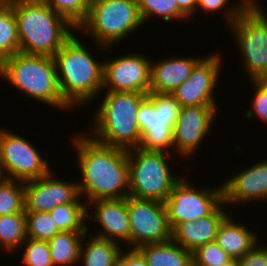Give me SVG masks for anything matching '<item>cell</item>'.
<instances>
[{"label":"cell","mask_w":267,"mask_h":266,"mask_svg":"<svg viewBox=\"0 0 267 266\" xmlns=\"http://www.w3.org/2000/svg\"><path fill=\"white\" fill-rule=\"evenodd\" d=\"M83 133L73 135L76 165L81 171L77 181L82 199L88 204L97 199L125 198L129 194L127 149L102 144Z\"/></svg>","instance_id":"6da1fadb"},{"label":"cell","mask_w":267,"mask_h":266,"mask_svg":"<svg viewBox=\"0 0 267 266\" xmlns=\"http://www.w3.org/2000/svg\"><path fill=\"white\" fill-rule=\"evenodd\" d=\"M81 42L72 35L53 56L61 94L72 110L103 91L104 62L97 61Z\"/></svg>","instance_id":"7a4b0ae2"},{"label":"cell","mask_w":267,"mask_h":266,"mask_svg":"<svg viewBox=\"0 0 267 266\" xmlns=\"http://www.w3.org/2000/svg\"><path fill=\"white\" fill-rule=\"evenodd\" d=\"M12 8L22 53L53 57L76 30L44 0H21Z\"/></svg>","instance_id":"3957f363"},{"label":"cell","mask_w":267,"mask_h":266,"mask_svg":"<svg viewBox=\"0 0 267 266\" xmlns=\"http://www.w3.org/2000/svg\"><path fill=\"white\" fill-rule=\"evenodd\" d=\"M102 103L94 113L90 136L113 147L137 148L142 134L138 126L137 113L148 94L142 92L107 91Z\"/></svg>","instance_id":"277c9868"},{"label":"cell","mask_w":267,"mask_h":266,"mask_svg":"<svg viewBox=\"0 0 267 266\" xmlns=\"http://www.w3.org/2000/svg\"><path fill=\"white\" fill-rule=\"evenodd\" d=\"M0 76L36 102L63 111L72 109L61 94L51 56L15 53L0 63Z\"/></svg>","instance_id":"5b68a950"},{"label":"cell","mask_w":267,"mask_h":266,"mask_svg":"<svg viewBox=\"0 0 267 266\" xmlns=\"http://www.w3.org/2000/svg\"><path fill=\"white\" fill-rule=\"evenodd\" d=\"M143 24L137 0H91L88 15L77 30L91 35L94 47L96 44L103 52Z\"/></svg>","instance_id":"8992f818"},{"label":"cell","mask_w":267,"mask_h":266,"mask_svg":"<svg viewBox=\"0 0 267 266\" xmlns=\"http://www.w3.org/2000/svg\"><path fill=\"white\" fill-rule=\"evenodd\" d=\"M127 154L129 162L128 195L164 203L173 186L182 178L178 174H172L169 170L168 164L170 163L167 158L170 162L172 153L166 154V152L149 151L137 147L128 149Z\"/></svg>","instance_id":"52a82bcc"},{"label":"cell","mask_w":267,"mask_h":266,"mask_svg":"<svg viewBox=\"0 0 267 266\" xmlns=\"http://www.w3.org/2000/svg\"><path fill=\"white\" fill-rule=\"evenodd\" d=\"M260 5L250 0V5L229 25L250 80L267 79V11Z\"/></svg>","instance_id":"ba28073f"},{"label":"cell","mask_w":267,"mask_h":266,"mask_svg":"<svg viewBox=\"0 0 267 266\" xmlns=\"http://www.w3.org/2000/svg\"><path fill=\"white\" fill-rule=\"evenodd\" d=\"M181 106L171 94L149 93L137 113L142 134L140 148L168 152L173 147V127Z\"/></svg>","instance_id":"9c48e42d"},{"label":"cell","mask_w":267,"mask_h":266,"mask_svg":"<svg viewBox=\"0 0 267 266\" xmlns=\"http://www.w3.org/2000/svg\"><path fill=\"white\" fill-rule=\"evenodd\" d=\"M29 140L0 128V173L3 178L28 181L48 174L49 162Z\"/></svg>","instance_id":"30bf717a"},{"label":"cell","mask_w":267,"mask_h":266,"mask_svg":"<svg viewBox=\"0 0 267 266\" xmlns=\"http://www.w3.org/2000/svg\"><path fill=\"white\" fill-rule=\"evenodd\" d=\"M184 178L173 186L164 202L171 230L181 222L197 221L210 215L224 201L223 185L195 189L194 184Z\"/></svg>","instance_id":"8fae6325"},{"label":"cell","mask_w":267,"mask_h":266,"mask_svg":"<svg viewBox=\"0 0 267 266\" xmlns=\"http://www.w3.org/2000/svg\"><path fill=\"white\" fill-rule=\"evenodd\" d=\"M126 205L130 220V248L138 249L171 239L165 203L128 195Z\"/></svg>","instance_id":"7c38bea8"},{"label":"cell","mask_w":267,"mask_h":266,"mask_svg":"<svg viewBox=\"0 0 267 266\" xmlns=\"http://www.w3.org/2000/svg\"><path fill=\"white\" fill-rule=\"evenodd\" d=\"M151 60L128 53L104 61L103 88L107 91L150 93Z\"/></svg>","instance_id":"4fadbf2b"},{"label":"cell","mask_w":267,"mask_h":266,"mask_svg":"<svg viewBox=\"0 0 267 266\" xmlns=\"http://www.w3.org/2000/svg\"><path fill=\"white\" fill-rule=\"evenodd\" d=\"M210 54L195 65L188 79L171 94L181 108L217 105L214 90L220 76L222 63L220 55Z\"/></svg>","instance_id":"5bb4252c"},{"label":"cell","mask_w":267,"mask_h":266,"mask_svg":"<svg viewBox=\"0 0 267 266\" xmlns=\"http://www.w3.org/2000/svg\"><path fill=\"white\" fill-rule=\"evenodd\" d=\"M217 108V106H186L180 109L173 127L172 149L177 156H192L202 140L211 134L213 130L211 127L214 126L212 124L216 122L214 120Z\"/></svg>","instance_id":"9a60e30c"},{"label":"cell","mask_w":267,"mask_h":266,"mask_svg":"<svg viewBox=\"0 0 267 266\" xmlns=\"http://www.w3.org/2000/svg\"><path fill=\"white\" fill-rule=\"evenodd\" d=\"M53 171L24 182L25 212H49L58 205L83 203L78 183L54 178ZM54 178V179H53Z\"/></svg>","instance_id":"2e32d148"},{"label":"cell","mask_w":267,"mask_h":266,"mask_svg":"<svg viewBox=\"0 0 267 266\" xmlns=\"http://www.w3.org/2000/svg\"><path fill=\"white\" fill-rule=\"evenodd\" d=\"M90 206L91 208H88ZM87 209L90 211H87V221H96L100 223V227L102 226V230L92 236L115 242L121 240L128 243L126 246L130 248V220L126 197L97 199L89 202ZM91 209H94V212Z\"/></svg>","instance_id":"e0dca14e"},{"label":"cell","mask_w":267,"mask_h":266,"mask_svg":"<svg viewBox=\"0 0 267 266\" xmlns=\"http://www.w3.org/2000/svg\"><path fill=\"white\" fill-rule=\"evenodd\" d=\"M223 185L224 202L230 206H241L253 201L267 202V160L256 162L239 171Z\"/></svg>","instance_id":"ac0fdd59"},{"label":"cell","mask_w":267,"mask_h":266,"mask_svg":"<svg viewBox=\"0 0 267 266\" xmlns=\"http://www.w3.org/2000/svg\"><path fill=\"white\" fill-rule=\"evenodd\" d=\"M226 206L223 201L210 215L201 217L197 221L177 224L171 230V239L192 253L200 246L215 241L219 226L229 215L223 210Z\"/></svg>","instance_id":"d6986e66"},{"label":"cell","mask_w":267,"mask_h":266,"mask_svg":"<svg viewBox=\"0 0 267 266\" xmlns=\"http://www.w3.org/2000/svg\"><path fill=\"white\" fill-rule=\"evenodd\" d=\"M197 57H170L151 62L150 93L172 94L188 79L195 65L202 59Z\"/></svg>","instance_id":"ffe728a7"},{"label":"cell","mask_w":267,"mask_h":266,"mask_svg":"<svg viewBox=\"0 0 267 266\" xmlns=\"http://www.w3.org/2000/svg\"><path fill=\"white\" fill-rule=\"evenodd\" d=\"M232 215H228L218 228L215 242L231 259H242L257 243V232L235 222Z\"/></svg>","instance_id":"44dd1931"},{"label":"cell","mask_w":267,"mask_h":266,"mask_svg":"<svg viewBox=\"0 0 267 266\" xmlns=\"http://www.w3.org/2000/svg\"><path fill=\"white\" fill-rule=\"evenodd\" d=\"M138 250L145 257L148 266L193 265V253L172 239L163 243L146 244L140 246Z\"/></svg>","instance_id":"7402d4cb"},{"label":"cell","mask_w":267,"mask_h":266,"mask_svg":"<svg viewBox=\"0 0 267 266\" xmlns=\"http://www.w3.org/2000/svg\"><path fill=\"white\" fill-rule=\"evenodd\" d=\"M87 237L88 240H85ZM84 240L88 243L83 242ZM119 244L86 234L81 242L79 263L83 266H115L116 258L122 251V245Z\"/></svg>","instance_id":"603a6c76"},{"label":"cell","mask_w":267,"mask_h":266,"mask_svg":"<svg viewBox=\"0 0 267 266\" xmlns=\"http://www.w3.org/2000/svg\"><path fill=\"white\" fill-rule=\"evenodd\" d=\"M86 234L88 232L61 231L53 236L48 241L53 266H75L79 263L81 242Z\"/></svg>","instance_id":"cb8c5ba5"},{"label":"cell","mask_w":267,"mask_h":266,"mask_svg":"<svg viewBox=\"0 0 267 266\" xmlns=\"http://www.w3.org/2000/svg\"><path fill=\"white\" fill-rule=\"evenodd\" d=\"M87 211V203H66L56 206L49 214L61 231L89 232Z\"/></svg>","instance_id":"d4e9b609"},{"label":"cell","mask_w":267,"mask_h":266,"mask_svg":"<svg viewBox=\"0 0 267 266\" xmlns=\"http://www.w3.org/2000/svg\"><path fill=\"white\" fill-rule=\"evenodd\" d=\"M27 239L25 212L0 216V249L13 252Z\"/></svg>","instance_id":"484cf974"},{"label":"cell","mask_w":267,"mask_h":266,"mask_svg":"<svg viewBox=\"0 0 267 266\" xmlns=\"http://www.w3.org/2000/svg\"><path fill=\"white\" fill-rule=\"evenodd\" d=\"M20 52L17 21L12 6H0V63Z\"/></svg>","instance_id":"4316f807"},{"label":"cell","mask_w":267,"mask_h":266,"mask_svg":"<svg viewBox=\"0 0 267 266\" xmlns=\"http://www.w3.org/2000/svg\"><path fill=\"white\" fill-rule=\"evenodd\" d=\"M20 212H25L24 182L1 177L0 216Z\"/></svg>","instance_id":"83f0119b"},{"label":"cell","mask_w":267,"mask_h":266,"mask_svg":"<svg viewBox=\"0 0 267 266\" xmlns=\"http://www.w3.org/2000/svg\"><path fill=\"white\" fill-rule=\"evenodd\" d=\"M143 23L151 17H161L166 22L186 20L187 17L178 9L176 0H137Z\"/></svg>","instance_id":"f1b7e54d"},{"label":"cell","mask_w":267,"mask_h":266,"mask_svg":"<svg viewBox=\"0 0 267 266\" xmlns=\"http://www.w3.org/2000/svg\"><path fill=\"white\" fill-rule=\"evenodd\" d=\"M27 238L49 241L61 232L49 212H25Z\"/></svg>","instance_id":"f546056e"},{"label":"cell","mask_w":267,"mask_h":266,"mask_svg":"<svg viewBox=\"0 0 267 266\" xmlns=\"http://www.w3.org/2000/svg\"><path fill=\"white\" fill-rule=\"evenodd\" d=\"M56 13L75 29L86 19L91 0H44Z\"/></svg>","instance_id":"4dcf8cb0"},{"label":"cell","mask_w":267,"mask_h":266,"mask_svg":"<svg viewBox=\"0 0 267 266\" xmlns=\"http://www.w3.org/2000/svg\"><path fill=\"white\" fill-rule=\"evenodd\" d=\"M22 246L25 247L22 252L25 266H53L48 241L27 238Z\"/></svg>","instance_id":"1f68e13d"},{"label":"cell","mask_w":267,"mask_h":266,"mask_svg":"<svg viewBox=\"0 0 267 266\" xmlns=\"http://www.w3.org/2000/svg\"><path fill=\"white\" fill-rule=\"evenodd\" d=\"M229 1L230 0H197L196 12L199 10V7L203 11L209 12V14L217 12L218 10L226 11L223 12L224 20L230 25L250 5V0H240V2H237V5L227 7Z\"/></svg>","instance_id":"d6a6232c"},{"label":"cell","mask_w":267,"mask_h":266,"mask_svg":"<svg viewBox=\"0 0 267 266\" xmlns=\"http://www.w3.org/2000/svg\"><path fill=\"white\" fill-rule=\"evenodd\" d=\"M230 259L228 254L222 250L215 241H213L200 246L193 252L192 266H220Z\"/></svg>","instance_id":"836d02e7"},{"label":"cell","mask_w":267,"mask_h":266,"mask_svg":"<svg viewBox=\"0 0 267 266\" xmlns=\"http://www.w3.org/2000/svg\"><path fill=\"white\" fill-rule=\"evenodd\" d=\"M251 83L255 86L254 95L252 96L251 104L249 109L245 110V117L248 120L253 119L255 116L261 119L259 121L267 123V79L265 80H251ZM256 114V115H255ZM254 116V117H253Z\"/></svg>","instance_id":"e575fe53"},{"label":"cell","mask_w":267,"mask_h":266,"mask_svg":"<svg viewBox=\"0 0 267 266\" xmlns=\"http://www.w3.org/2000/svg\"><path fill=\"white\" fill-rule=\"evenodd\" d=\"M239 261V266H267V245L258 243Z\"/></svg>","instance_id":"d590c367"},{"label":"cell","mask_w":267,"mask_h":266,"mask_svg":"<svg viewBox=\"0 0 267 266\" xmlns=\"http://www.w3.org/2000/svg\"><path fill=\"white\" fill-rule=\"evenodd\" d=\"M122 249L120 254L117 256L115 266H148L145 257L138 249Z\"/></svg>","instance_id":"8d00e7d4"},{"label":"cell","mask_w":267,"mask_h":266,"mask_svg":"<svg viewBox=\"0 0 267 266\" xmlns=\"http://www.w3.org/2000/svg\"><path fill=\"white\" fill-rule=\"evenodd\" d=\"M178 9L188 18H192L196 12L197 0H176Z\"/></svg>","instance_id":"74e56055"},{"label":"cell","mask_w":267,"mask_h":266,"mask_svg":"<svg viewBox=\"0 0 267 266\" xmlns=\"http://www.w3.org/2000/svg\"><path fill=\"white\" fill-rule=\"evenodd\" d=\"M21 0H0V6H13Z\"/></svg>","instance_id":"f35d334b"},{"label":"cell","mask_w":267,"mask_h":266,"mask_svg":"<svg viewBox=\"0 0 267 266\" xmlns=\"http://www.w3.org/2000/svg\"><path fill=\"white\" fill-rule=\"evenodd\" d=\"M220 266H239V261L237 259H230L229 261L221 264Z\"/></svg>","instance_id":"ab89813d"}]
</instances>
